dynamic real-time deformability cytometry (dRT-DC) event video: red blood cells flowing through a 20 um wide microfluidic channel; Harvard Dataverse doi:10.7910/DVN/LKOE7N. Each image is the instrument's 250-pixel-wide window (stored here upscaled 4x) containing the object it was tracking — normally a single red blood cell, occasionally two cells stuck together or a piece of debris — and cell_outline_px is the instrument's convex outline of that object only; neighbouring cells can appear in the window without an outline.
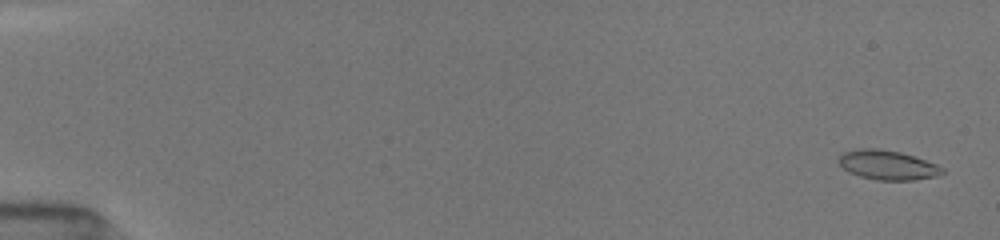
{"species": "common noctule bat (a hibernating species)", "species_latin": "Nyctalus noctula", "temperature_condition": "room temperature", "stored_images_in_passage": 52, "camera_frame_rate_fps": 3000, "um_per_image_px": 0.085, "animal": {"sex": "female", "body_mass_g": 19.5, "forearm_length_mm": 54.1}, "frame": {"image": 1, "passage_image": 2, "time_ms": 0.333, "image_size_px": [1000, 240], "cell_outline_px": [[944, 172], [936, 176], [912, 180], [876, 180], [860, 176], [848, 172], [836, 160], [844, 152], [860, 148], [876, 148], [900, 152], [936, 164], [944, 168]], "centroid_in_image_um": [75.41, 14.03], "position_along_channel_um": 9.6, "area_um2": 17.63}}
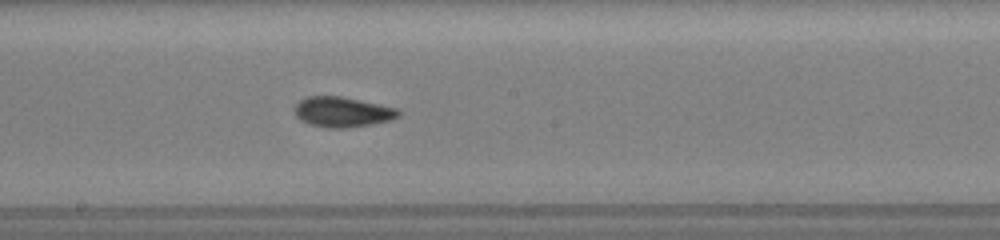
{"frame": {"image": 2, "passage_image": 30, "time_ms": 9.667, "image_size_px": [1000, 240], "cell_outline_px": [[400, 116], [392, 120], [372, 124], [344, 128], [328, 128], [308, 124], [300, 120], [296, 116], [292, 108], [300, 100], [308, 96], [340, 96], [396, 108], [400, 112]], "centroid_in_image_um": [29.06, 9.52], "position_along_channel_um": 219.1, "area_um2": 18.32}}
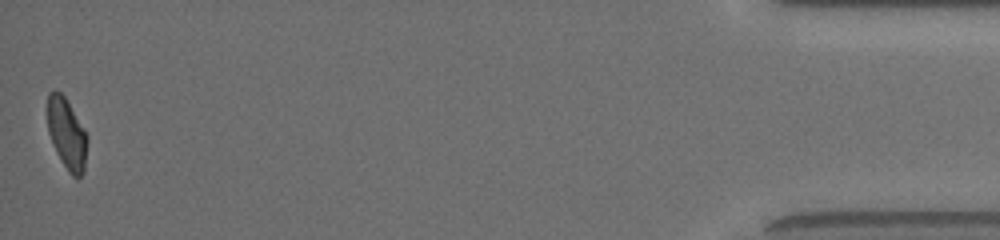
{"frame": {"image": 3, "passage_image": 52, "time_ms": 17.0, "image_size_px": [1000, 240], "cell_outline_px": [[88, 140], [84, 172], [80, 176], [72, 176], [68, 172], [60, 160], [56, 152], [48, 132], [48, 92], [56, 88], [64, 96], [88, 136]], "centroid_in_image_um": [5.68, 11.38], "position_along_channel_um": 429.5, "area_um2": 16.42}, "authors_computed_cell_mechanics": {"area_um2": 17.4556, "velocity_mm_per_s": 4.0155, "shape_relaxation_time_tau1_ms": 5.3884, "shape_relaxation_time_tau2_ms": 1.6821, "deformation_change_tau1": 0.1777, "deformation_change_tau2": 0.0654}}